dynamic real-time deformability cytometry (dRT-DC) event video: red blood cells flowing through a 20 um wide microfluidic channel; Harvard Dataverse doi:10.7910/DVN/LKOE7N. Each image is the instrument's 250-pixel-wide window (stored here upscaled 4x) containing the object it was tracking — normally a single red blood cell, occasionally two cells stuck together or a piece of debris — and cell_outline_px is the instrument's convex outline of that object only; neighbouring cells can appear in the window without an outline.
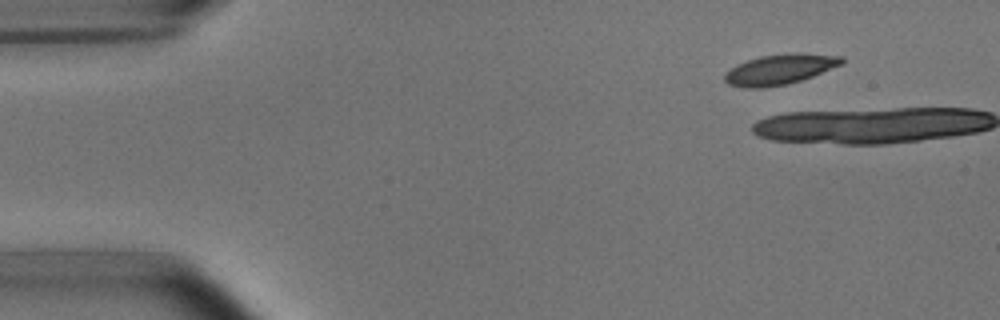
{"species": "common noctule bat (a hibernating species)", "species_latin": "Nyctalus noctula", "temperature_condition": "room temperature", "stored_images_in_passage": 8, "camera_frame_rate_fps": 3000, "um_per_image_px": 0.085, "animal": {"sex": "male", "body_mass_g": 15.6}, "frame": {"image": 1, "passage_image": 1, "time_ms": 0.0, "image_size_px": [1000, 320], "cell_outline_px": [[844, 60], [840, 64], [812, 76], [800, 80], [784, 84], [760, 88], [744, 88], [728, 84], [724, 80], [724, 72], [736, 64], [760, 56], [800, 52], [844, 56]], "centroid_in_image_um": [66.24, 5.88], "position_along_channel_um": 18.8, "area_um2": 20.52}}